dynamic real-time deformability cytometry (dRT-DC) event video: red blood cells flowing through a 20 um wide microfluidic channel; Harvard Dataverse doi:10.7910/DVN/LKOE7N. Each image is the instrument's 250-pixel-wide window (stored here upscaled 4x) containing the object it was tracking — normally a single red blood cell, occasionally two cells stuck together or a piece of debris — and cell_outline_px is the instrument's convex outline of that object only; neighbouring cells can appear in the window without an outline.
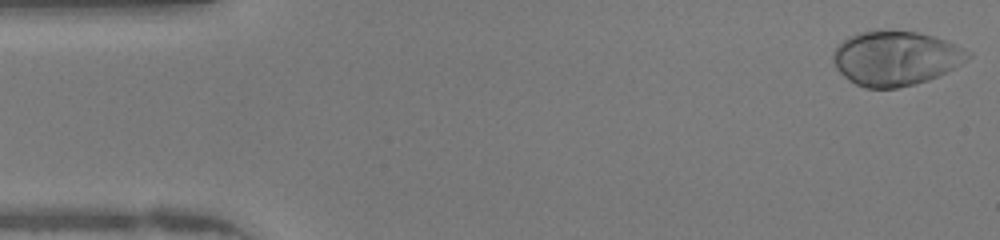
{"species": "human", "species_latin": "Homo sapiens", "temperature_condition": "warm", "stored_images_in_passage": 47, "camera_frame_rate_fps": 3000, "um_per_image_px": 0.085, "donor": {"sex": "female"}, "frame": {"image": 1, "passage_image": 1, "time_ms": 0.0, "image_size_px": [1000, 240], "cell_outline_px": [[972, 56], [960, 64], [928, 80], [916, 84], [896, 88], [864, 88], [848, 80], [836, 68], [832, 60], [832, 56], [836, 48], [848, 36], [860, 32], [916, 32], [932, 36], [944, 40], [972, 52]], "centroid_in_image_um": [76.11, 4.98], "position_along_channel_um": 8.9, "area_um2": 42.14}}
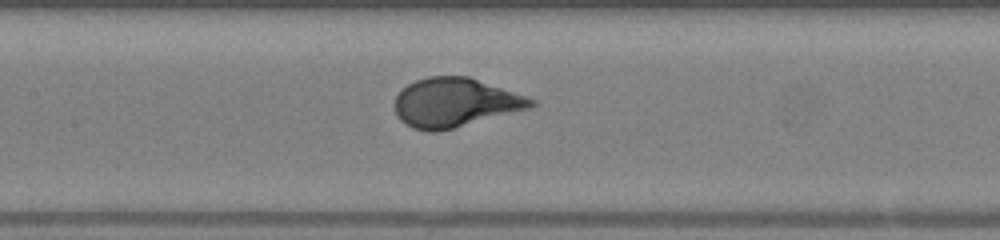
{"frame": {"image": 2, "passage_image": 21, "time_ms": 6.667, "image_size_px": [1000, 240], "cell_outline_px": [[536, 104], [532, 108], [436, 132], [428, 132], [412, 128], [400, 120], [396, 116], [396, 96], [408, 84], [416, 80], [428, 76], [468, 76], [536, 100]], "centroid_in_image_um": [38.67, 8.72], "position_along_channel_um": 168.7, "area_um2": 38.61}}
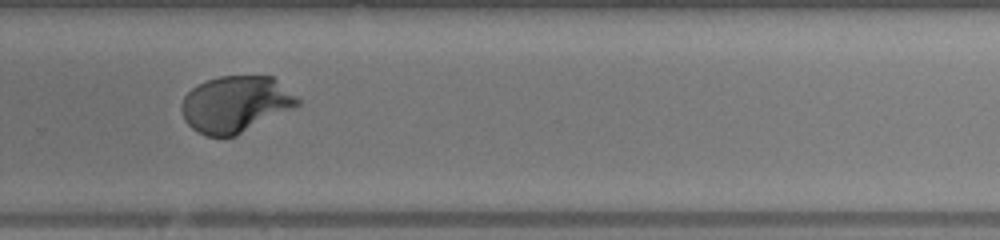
{"frame": {"image": 3, "passage_image": 31, "time_ms": 10.0, "image_size_px": [1000, 240], "cell_outline_px": [[300, 104], [236, 136], [208, 136], [196, 132], [184, 120], [180, 108], [180, 104], [184, 96], [196, 84], [220, 76], [272, 76], [300, 100]], "centroid_in_image_um": [19.97, 8.86], "position_along_channel_um": 309.8, "area_um2": 37.92}, "authors_computed_cell_mechanics": {"area_um2": 38.9572, "velocity_mm_per_s": 4.244, "shape_relaxation_time_tau1_ms": 3.0304, "shape_relaxation_time_tau2_ms": null, "deformation_change_tau1": 0.2315, "deformation_change_tau2": null}}